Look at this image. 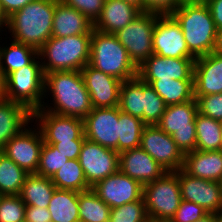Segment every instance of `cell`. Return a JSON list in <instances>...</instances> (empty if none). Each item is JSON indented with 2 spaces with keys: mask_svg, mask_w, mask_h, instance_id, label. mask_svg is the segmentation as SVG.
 Instances as JSON below:
<instances>
[{
  "mask_svg": "<svg viewBox=\"0 0 222 222\" xmlns=\"http://www.w3.org/2000/svg\"><path fill=\"white\" fill-rule=\"evenodd\" d=\"M48 97L52 104L48 103ZM43 99L40 109L62 116L84 119L93 109L81 71H54L45 74Z\"/></svg>",
  "mask_w": 222,
  "mask_h": 222,
  "instance_id": "obj_1",
  "label": "cell"
},
{
  "mask_svg": "<svg viewBox=\"0 0 222 222\" xmlns=\"http://www.w3.org/2000/svg\"><path fill=\"white\" fill-rule=\"evenodd\" d=\"M60 0H34L8 17L7 38L39 50L52 37L54 10Z\"/></svg>",
  "mask_w": 222,
  "mask_h": 222,
  "instance_id": "obj_2",
  "label": "cell"
},
{
  "mask_svg": "<svg viewBox=\"0 0 222 222\" xmlns=\"http://www.w3.org/2000/svg\"><path fill=\"white\" fill-rule=\"evenodd\" d=\"M90 50L91 34L51 37L38 50V56L44 74L54 71H81L89 64Z\"/></svg>",
  "mask_w": 222,
  "mask_h": 222,
  "instance_id": "obj_3",
  "label": "cell"
},
{
  "mask_svg": "<svg viewBox=\"0 0 222 222\" xmlns=\"http://www.w3.org/2000/svg\"><path fill=\"white\" fill-rule=\"evenodd\" d=\"M171 16L180 25L187 48L195 58L213 52L217 28L205 3L184 2Z\"/></svg>",
  "mask_w": 222,
  "mask_h": 222,
  "instance_id": "obj_4",
  "label": "cell"
},
{
  "mask_svg": "<svg viewBox=\"0 0 222 222\" xmlns=\"http://www.w3.org/2000/svg\"><path fill=\"white\" fill-rule=\"evenodd\" d=\"M89 64L122 82L131 80L138 75V68L116 36L95 29L91 34Z\"/></svg>",
  "mask_w": 222,
  "mask_h": 222,
  "instance_id": "obj_5",
  "label": "cell"
},
{
  "mask_svg": "<svg viewBox=\"0 0 222 222\" xmlns=\"http://www.w3.org/2000/svg\"><path fill=\"white\" fill-rule=\"evenodd\" d=\"M45 74L39 56L6 77V99L25 106L31 113L41 108Z\"/></svg>",
  "mask_w": 222,
  "mask_h": 222,
  "instance_id": "obj_6",
  "label": "cell"
},
{
  "mask_svg": "<svg viewBox=\"0 0 222 222\" xmlns=\"http://www.w3.org/2000/svg\"><path fill=\"white\" fill-rule=\"evenodd\" d=\"M143 199L150 222H169L182 200L178 171L143 185Z\"/></svg>",
  "mask_w": 222,
  "mask_h": 222,
  "instance_id": "obj_7",
  "label": "cell"
},
{
  "mask_svg": "<svg viewBox=\"0 0 222 222\" xmlns=\"http://www.w3.org/2000/svg\"><path fill=\"white\" fill-rule=\"evenodd\" d=\"M197 113L198 106L195 98L185 103L168 105L157 124L164 132L171 135L183 154L195 150Z\"/></svg>",
  "mask_w": 222,
  "mask_h": 222,
  "instance_id": "obj_8",
  "label": "cell"
},
{
  "mask_svg": "<svg viewBox=\"0 0 222 222\" xmlns=\"http://www.w3.org/2000/svg\"><path fill=\"white\" fill-rule=\"evenodd\" d=\"M157 16L158 14L142 12L114 34L137 68L153 54V31Z\"/></svg>",
  "mask_w": 222,
  "mask_h": 222,
  "instance_id": "obj_9",
  "label": "cell"
},
{
  "mask_svg": "<svg viewBox=\"0 0 222 222\" xmlns=\"http://www.w3.org/2000/svg\"><path fill=\"white\" fill-rule=\"evenodd\" d=\"M31 123V126L28 124L12 137L0 151L28 174H36L44 139L38 126Z\"/></svg>",
  "mask_w": 222,
  "mask_h": 222,
  "instance_id": "obj_10",
  "label": "cell"
},
{
  "mask_svg": "<svg viewBox=\"0 0 222 222\" xmlns=\"http://www.w3.org/2000/svg\"><path fill=\"white\" fill-rule=\"evenodd\" d=\"M140 147L167 172L183 169L184 154L171 135L158 125H146L142 132Z\"/></svg>",
  "mask_w": 222,
  "mask_h": 222,
  "instance_id": "obj_11",
  "label": "cell"
},
{
  "mask_svg": "<svg viewBox=\"0 0 222 222\" xmlns=\"http://www.w3.org/2000/svg\"><path fill=\"white\" fill-rule=\"evenodd\" d=\"M32 123L38 126L46 144L86 139L84 121L77 117L62 116L38 109L32 113Z\"/></svg>",
  "mask_w": 222,
  "mask_h": 222,
  "instance_id": "obj_12",
  "label": "cell"
},
{
  "mask_svg": "<svg viewBox=\"0 0 222 222\" xmlns=\"http://www.w3.org/2000/svg\"><path fill=\"white\" fill-rule=\"evenodd\" d=\"M90 187L119 170V153L100 144L84 140L78 158Z\"/></svg>",
  "mask_w": 222,
  "mask_h": 222,
  "instance_id": "obj_13",
  "label": "cell"
},
{
  "mask_svg": "<svg viewBox=\"0 0 222 222\" xmlns=\"http://www.w3.org/2000/svg\"><path fill=\"white\" fill-rule=\"evenodd\" d=\"M85 138L118 152L119 107L93 108L83 119Z\"/></svg>",
  "mask_w": 222,
  "mask_h": 222,
  "instance_id": "obj_14",
  "label": "cell"
},
{
  "mask_svg": "<svg viewBox=\"0 0 222 222\" xmlns=\"http://www.w3.org/2000/svg\"><path fill=\"white\" fill-rule=\"evenodd\" d=\"M153 54L166 58H195L188 50L183 31L171 15H158L153 31Z\"/></svg>",
  "mask_w": 222,
  "mask_h": 222,
  "instance_id": "obj_15",
  "label": "cell"
},
{
  "mask_svg": "<svg viewBox=\"0 0 222 222\" xmlns=\"http://www.w3.org/2000/svg\"><path fill=\"white\" fill-rule=\"evenodd\" d=\"M91 189L111 209L143 198V185L120 170L97 182Z\"/></svg>",
  "mask_w": 222,
  "mask_h": 222,
  "instance_id": "obj_16",
  "label": "cell"
},
{
  "mask_svg": "<svg viewBox=\"0 0 222 222\" xmlns=\"http://www.w3.org/2000/svg\"><path fill=\"white\" fill-rule=\"evenodd\" d=\"M178 180L182 200L194 202L208 213H216L222 209L220 182L190 176L183 169L178 170Z\"/></svg>",
  "mask_w": 222,
  "mask_h": 222,
  "instance_id": "obj_17",
  "label": "cell"
},
{
  "mask_svg": "<svg viewBox=\"0 0 222 222\" xmlns=\"http://www.w3.org/2000/svg\"><path fill=\"white\" fill-rule=\"evenodd\" d=\"M196 58H166L152 54L138 67L141 80H194Z\"/></svg>",
  "mask_w": 222,
  "mask_h": 222,
  "instance_id": "obj_18",
  "label": "cell"
},
{
  "mask_svg": "<svg viewBox=\"0 0 222 222\" xmlns=\"http://www.w3.org/2000/svg\"><path fill=\"white\" fill-rule=\"evenodd\" d=\"M81 75L93 108L117 107L122 81L87 64Z\"/></svg>",
  "mask_w": 222,
  "mask_h": 222,
  "instance_id": "obj_19",
  "label": "cell"
},
{
  "mask_svg": "<svg viewBox=\"0 0 222 222\" xmlns=\"http://www.w3.org/2000/svg\"><path fill=\"white\" fill-rule=\"evenodd\" d=\"M119 170L142 185L153 182L167 172L141 147L119 153Z\"/></svg>",
  "mask_w": 222,
  "mask_h": 222,
  "instance_id": "obj_20",
  "label": "cell"
},
{
  "mask_svg": "<svg viewBox=\"0 0 222 222\" xmlns=\"http://www.w3.org/2000/svg\"><path fill=\"white\" fill-rule=\"evenodd\" d=\"M194 96L222 93V55L214 52L195 59Z\"/></svg>",
  "mask_w": 222,
  "mask_h": 222,
  "instance_id": "obj_21",
  "label": "cell"
},
{
  "mask_svg": "<svg viewBox=\"0 0 222 222\" xmlns=\"http://www.w3.org/2000/svg\"><path fill=\"white\" fill-rule=\"evenodd\" d=\"M141 13L140 9L123 0H105L101 16L94 23V29L102 33L115 34Z\"/></svg>",
  "mask_w": 222,
  "mask_h": 222,
  "instance_id": "obj_22",
  "label": "cell"
},
{
  "mask_svg": "<svg viewBox=\"0 0 222 222\" xmlns=\"http://www.w3.org/2000/svg\"><path fill=\"white\" fill-rule=\"evenodd\" d=\"M183 170L190 176L220 182L222 178V150H194L184 154Z\"/></svg>",
  "mask_w": 222,
  "mask_h": 222,
  "instance_id": "obj_23",
  "label": "cell"
},
{
  "mask_svg": "<svg viewBox=\"0 0 222 222\" xmlns=\"http://www.w3.org/2000/svg\"><path fill=\"white\" fill-rule=\"evenodd\" d=\"M94 23L80 11L59 1L54 10L52 37L92 34Z\"/></svg>",
  "mask_w": 222,
  "mask_h": 222,
  "instance_id": "obj_24",
  "label": "cell"
},
{
  "mask_svg": "<svg viewBox=\"0 0 222 222\" xmlns=\"http://www.w3.org/2000/svg\"><path fill=\"white\" fill-rule=\"evenodd\" d=\"M32 121V113L23 105L0 100V150Z\"/></svg>",
  "mask_w": 222,
  "mask_h": 222,
  "instance_id": "obj_25",
  "label": "cell"
},
{
  "mask_svg": "<svg viewBox=\"0 0 222 222\" xmlns=\"http://www.w3.org/2000/svg\"><path fill=\"white\" fill-rule=\"evenodd\" d=\"M0 38L1 43L2 36ZM9 40V45L0 44V68L6 77L23 66L31 64L38 57V50L35 48L11 38Z\"/></svg>",
  "mask_w": 222,
  "mask_h": 222,
  "instance_id": "obj_26",
  "label": "cell"
},
{
  "mask_svg": "<svg viewBox=\"0 0 222 222\" xmlns=\"http://www.w3.org/2000/svg\"><path fill=\"white\" fill-rule=\"evenodd\" d=\"M148 83L165 104H181L194 99V80H142Z\"/></svg>",
  "mask_w": 222,
  "mask_h": 222,
  "instance_id": "obj_27",
  "label": "cell"
},
{
  "mask_svg": "<svg viewBox=\"0 0 222 222\" xmlns=\"http://www.w3.org/2000/svg\"><path fill=\"white\" fill-rule=\"evenodd\" d=\"M48 211L52 222H80L78 192L56 188L49 201Z\"/></svg>",
  "mask_w": 222,
  "mask_h": 222,
  "instance_id": "obj_28",
  "label": "cell"
},
{
  "mask_svg": "<svg viewBox=\"0 0 222 222\" xmlns=\"http://www.w3.org/2000/svg\"><path fill=\"white\" fill-rule=\"evenodd\" d=\"M55 189L51 178L29 174L23 183L19 196L26 206L48 208Z\"/></svg>",
  "mask_w": 222,
  "mask_h": 222,
  "instance_id": "obj_29",
  "label": "cell"
},
{
  "mask_svg": "<svg viewBox=\"0 0 222 222\" xmlns=\"http://www.w3.org/2000/svg\"><path fill=\"white\" fill-rule=\"evenodd\" d=\"M196 150H222L221 121L197 113L195 117Z\"/></svg>",
  "mask_w": 222,
  "mask_h": 222,
  "instance_id": "obj_30",
  "label": "cell"
},
{
  "mask_svg": "<svg viewBox=\"0 0 222 222\" xmlns=\"http://www.w3.org/2000/svg\"><path fill=\"white\" fill-rule=\"evenodd\" d=\"M118 107L122 112L143 121V81L138 76L122 82Z\"/></svg>",
  "mask_w": 222,
  "mask_h": 222,
  "instance_id": "obj_31",
  "label": "cell"
},
{
  "mask_svg": "<svg viewBox=\"0 0 222 222\" xmlns=\"http://www.w3.org/2000/svg\"><path fill=\"white\" fill-rule=\"evenodd\" d=\"M57 189L82 192L91 189L78 159H68L51 177Z\"/></svg>",
  "mask_w": 222,
  "mask_h": 222,
  "instance_id": "obj_32",
  "label": "cell"
},
{
  "mask_svg": "<svg viewBox=\"0 0 222 222\" xmlns=\"http://www.w3.org/2000/svg\"><path fill=\"white\" fill-rule=\"evenodd\" d=\"M80 222H109L111 208L92 190L78 192Z\"/></svg>",
  "mask_w": 222,
  "mask_h": 222,
  "instance_id": "obj_33",
  "label": "cell"
},
{
  "mask_svg": "<svg viewBox=\"0 0 222 222\" xmlns=\"http://www.w3.org/2000/svg\"><path fill=\"white\" fill-rule=\"evenodd\" d=\"M28 175L0 151V195H19Z\"/></svg>",
  "mask_w": 222,
  "mask_h": 222,
  "instance_id": "obj_34",
  "label": "cell"
},
{
  "mask_svg": "<svg viewBox=\"0 0 222 222\" xmlns=\"http://www.w3.org/2000/svg\"><path fill=\"white\" fill-rule=\"evenodd\" d=\"M145 126L141 119L119 109L118 153L140 147Z\"/></svg>",
  "mask_w": 222,
  "mask_h": 222,
  "instance_id": "obj_35",
  "label": "cell"
},
{
  "mask_svg": "<svg viewBox=\"0 0 222 222\" xmlns=\"http://www.w3.org/2000/svg\"><path fill=\"white\" fill-rule=\"evenodd\" d=\"M144 111L143 122L146 125H157L165 112L166 104L164 100L154 91V89L143 81Z\"/></svg>",
  "mask_w": 222,
  "mask_h": 222,
  "instance_id": "obj_36",
  "label": "cell"
},
{
  "mask_svg": "<svg viewBox=\"0 0 222 222\" xmlns=\"http://www.w3.org/2000/svg\"><path fill=\"white\" fill-rule=\"evenodd\" d=\"M109 222H150L144 199L112 208Z\"/></svg>",
  "mask_w": 222,
  "mask_h": 222,
  "instance_id": "obj_37",
  "label": "cell"
},
{
  "mask_svg": "<svg viewBox=\"0 0 222 222\" xmlns=\"http://www.w3.org/2000/svg\"><path fill=\"white\" fill-rule=\"evenodd\" d=\"M67 160L54 145L43 143L36 174L51 178Z\"/></svg>",
  "mask_w": 222,
  "mask_h": 222,
  "instance_id": "obj_38",
  "label": "cell"
},
{
  "mask_svg": "<svg viewBox=\"0 0 222 222\" xmlns=\"http://www.w3.org/2000/svg\"><path fill=\"white\" fill-rule=\"evenodd\" d=\"M25 208L19 195H0V222H24Z\"/></svg>",
  "mask_w": 222,
  "mask_h": 222,
  "instance_id": "obj_39",
  "label": "cell"
},
{
  "mask_svg": "<svg viewBox=\"0 0 222 222\" xmlns=\"http://www.w3.org/2000/svg\"><path fill=\"white\" fill-rule=\"evenodd\" d=\"M198 113L222 122V93L194 96Z\"/></svg>",
  "mask_w": 222,
  "mask_h": 222,
  "instance_id": "obj_40",
  "label": "cell"
},
{
  "mask_svg": "<svg viewBox=\"0 0 222 222\" xmlns=\"http://www.w3.org/2000/svg\"><path fill=\"white\" fill-rule=\"evenodd\" d=\"M66 6L80 11L93 23L101 16L105 0H60Z\"/></svg>",
  "mask_w": 222,
  "mask_h": 222,
  "instance_id": "obj_41",
  "label": "cell"
},
{
  "mask_svg": "<svg viewBox=\"0 0 222 222\" xmlns=\"http://www.w3.org/2000/svg\"><path fill=\"white\" fill-rule=\"evenodd\" d=\"M208 211L194 202L181 200L175 215L169 222H195L206 216Z\"/></svg>",
  "mask_w": 222,
  "mask_h": 222,
  "instance_id": "obj_42",
  "label": "cell"
},
{
  "mask_svg": "<svg viewBox=\"0 0 222 222\" xmlns=\"http://www.w3.org/2000/svg\"><path fill=\"white\" fill-rule=\"evenodd\" d=\"M183 3L184 0H143V12L171 15Z\"/></svg>",
  "mask_w": 222,
  "mask_h": 222,
  "instance_id": "obj_43",
  "label": "cell"
},
{
  "mask_svg": "<svg viewBox=\"0 0 222 222\" xmlns=\"http://www.w3.org/2000/svg\"><path fill=\"white\" fill-rule=\"evenodd\" d=\"M83 142L84 140H70L66 142H57L52 145H54L57 150L68 159H78Z\"/></svg>",
  "mask_w": 222,
  "mask_h": 222,
  "instance_id": "obj_44",
  "label": "cell"
},
{
  "mask_svg": "<svg viewBox=\"0 0 222 222\" xmlns=\"http://www.w3.org/2000/svg\"><path fill=\"white\" fill-rule=\"evenodd\" d=\"M24 222H52L48 208L26 206Z\"/></svg>",
  "mask_w": 222,
  "mask_h": 222,
  "instance_id": "obj_45",
  "label": "cell"
},
{
  "mask_svg": "<svg viewBox=\"0 0 222 222\" xmlns=\"http://www.w3.org/2000/svg\"><path fill=\"white\" fill-rule=\"evenodd\" d=\"M32 1L34 0H0V4L5 15L9 17Z\"/></svg>",
  "mask_w": 222,
  "mask_h": 222,
  "instance_id": "obj_46",
  "label": "cell"
},
{
  "mask_svg": "<svg viewBox=\"0 0 222 222\" xmlns=\"http://www.w3.org/2000/svg\"><path fill=\"white\" fill-rule=\"evenodd\" d=\"M209 8L217 29H222V0H209L205 3Z\"/></svg>",
  "mask_w": 222,
  "mask_h": 222,
  "instance_id": "obj_47",
  "label": "cell"
},
{
  "mask_svg": "<svg viewBox=\"0 0 222 222\" xmlns=\"http://www.w3.org/2000/svg\"><path fill=\"white\" fill-rule=\"evenodd\" d=\"M213 52L222 55V29H217Z\"/></svg>",
  "mask_w": 222,
  "mask_h": 222,
  "instance_id": "obj_48",
  "label": "cell"
},
{
  "mask_svg": "<svg viewBox=\"0 0 222 222\" xmlns=\"http://www.w3.org/2000/svg\"><path fill=\"white\" fill-rule=\"evenodd\" d=\"M6 99V76L0 68V100Z\"/></svg>",
  "mask_w": 222,
  "mask_h": 222,
  "instance_id": "obj_49",
  "label": "cell"
},
{
  "mask_svg": "<svg viewBox=\"0 0 222 222\" xmlns=\"http://www.w3.org/2000/svg\"><path fill=\"white\" fill-rule=\"evenodd\" d=\"M7 24H8V17L3 12V9H2L1 4H0V33H1L0 36L2 35L3 32L7 31L6 30Z\"/></svg>",
  "mask_w": 222,
  "mask_h": 222,
  "instance_id": "obj_50",
  "label": "cell"
},
{
  "mask_svg": "<svg viewBox=\"0 0 222 222\" xmlns=\"http://www.w3.org/2000/svg\"><path fill=\"white\" fill-rule=\"evenodd\" d=\"M195 222H216L215 213H208L206 216L196 220Z\"/></svg>",
  "mask_w": 222,
  "mask_h": 222,
  "instance_id": "obj_51",
  "label": "cell"
},
{
  "mask_svg": "<svg viewBox=\"0 0 222 222\" xmlns=\"http://www.w3.org/2000/svg\"><path fill=\"white\" fill-rule=\"evenodd\" d=\"M123 1L134 5L143 12V0H123Z\"/></svg>",
  "mask_w": 222,
  "mask_h": 222,
  "instance_id": "obj_52",
  "label": "cell"
},
{
  "mask_svg": "<svg viewBox=\"0 0 222 222\" xmlns=\"http://www.w3.org/2000/svg\"><path fill=\"white\" fill-rule=\"evenodd\" d=\"M216 222H222V209L215 213Z\"/></svg>",
  "mask_w": 222,
  "mask_h": 222,
  "instance_id": "obj_53",
  "label": "cell"
},
{
  "mask_svg": "<svg viewBox=\"0 0 222 222\" xmlns=\"http://www.w3.org/2000/svg\"><path fill=\"white\" fill-rule=\"evenodd\" d=\"M209 0H184L187 3H206Z\"/></svg>",
  "mask_w": 222,
  "mask_h": 222,
  "instance_id": "obj_54",
  "label": "cell"
},
{
  "mask_svg": "<svg viewBox=\"0 0 222 222\" xmlns=\"http://www.w3.org/2000/svg\"><path fill=\"white\" fill-rule=\"evenodd\" d=\"M220 187H221V189H222V178H221V180H220Z\"/></svg>",
  "mask_w": 222,
  "mask_h": 222,
  "instance_id": "obj_55",
  "label": "cell"
}]
</instances>
